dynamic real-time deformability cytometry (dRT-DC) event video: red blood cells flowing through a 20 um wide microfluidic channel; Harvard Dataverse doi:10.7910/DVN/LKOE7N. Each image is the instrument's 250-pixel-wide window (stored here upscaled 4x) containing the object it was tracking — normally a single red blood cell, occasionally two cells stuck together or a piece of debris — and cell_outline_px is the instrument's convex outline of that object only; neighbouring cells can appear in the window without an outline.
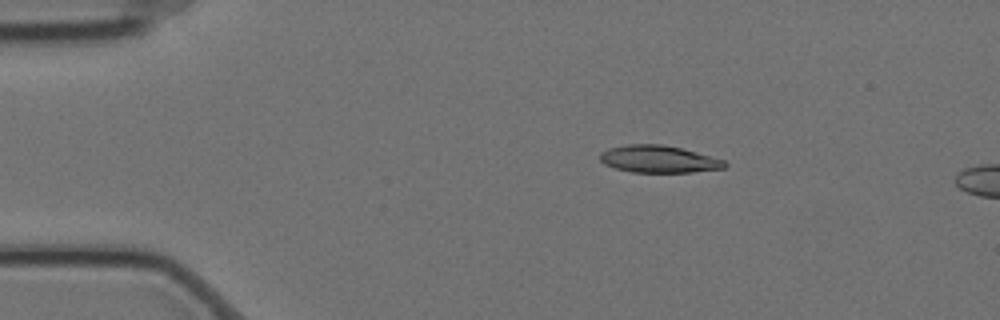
{"species": "Egyptian fruit bat (a non-hibernating species)", "species_latin": "Rousettus aegyptiacus", "temperature_condition": "cold", "stored_images_in_passage": 4, "camera_frame_rate_fps": 3000, "um_per_image_px": 0.085, "animal": {"sex": "female"}, "frame": {"image": 1, "passage_image": 3, "time_ms": 0.667, "image_size_px": [1000, 320], "cell_outline_px": [[728, 164], [724, 168], [692, 172], [632, 172], [616, 168], [604, 164], [600, 160], [600, 152], [608, 148], [628, 144], [664, 144], [696, 152], [724, 160]], "centroid_in_image_um": [55.97, 13.52], "position_along_channel_um": 29.0, "area_um2": 19.71}}